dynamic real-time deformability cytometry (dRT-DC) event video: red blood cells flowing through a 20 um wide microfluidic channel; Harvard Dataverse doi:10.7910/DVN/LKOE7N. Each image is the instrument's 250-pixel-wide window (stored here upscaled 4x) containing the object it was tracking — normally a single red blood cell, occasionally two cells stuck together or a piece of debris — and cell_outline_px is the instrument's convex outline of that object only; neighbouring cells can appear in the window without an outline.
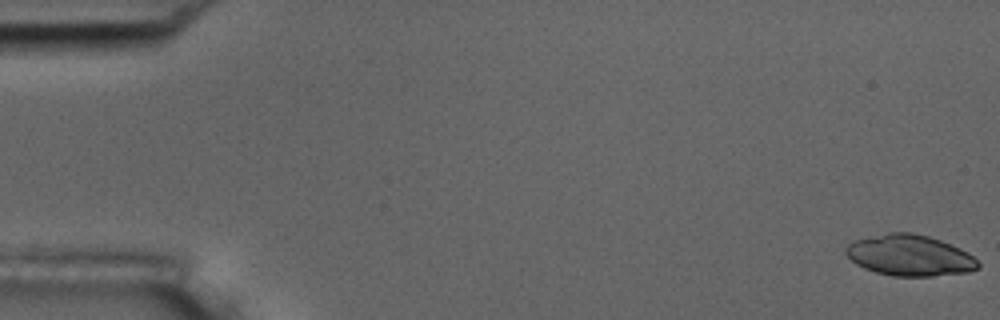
{"species": "common noctule bat (a hibernating species)", "species_latin": "Nyctalus noctula", "temperature_condition": "room temperature", "stored_images_in_passage": 55, "camera_frame_rate_fps": 3000, "um_per_image_px": 0.085, "animal": {"sex": "male", "body_mass_g": 17.5, "forearm_length_mm": 52.3}, "frame": {"image": 1, "passage_image": 1, "time_ms": 0.0, "image_size_px": [1000, 320], "cell_outline_px": [[980, 268], [968, 272], [932, 276], [892, 276], [876, 272], [864, 268], [856, 264], [844, 252], [844, 248], [848, 244], [856, 240], [888, 232], [912, 232], [928, 236], [940, 240], [960, 248], [968, 252], [980, 264]], "centroid_in_image_um": [77.33, 21.71], "position_along_channel_um": 7.7, "area_um2": 31.62}}